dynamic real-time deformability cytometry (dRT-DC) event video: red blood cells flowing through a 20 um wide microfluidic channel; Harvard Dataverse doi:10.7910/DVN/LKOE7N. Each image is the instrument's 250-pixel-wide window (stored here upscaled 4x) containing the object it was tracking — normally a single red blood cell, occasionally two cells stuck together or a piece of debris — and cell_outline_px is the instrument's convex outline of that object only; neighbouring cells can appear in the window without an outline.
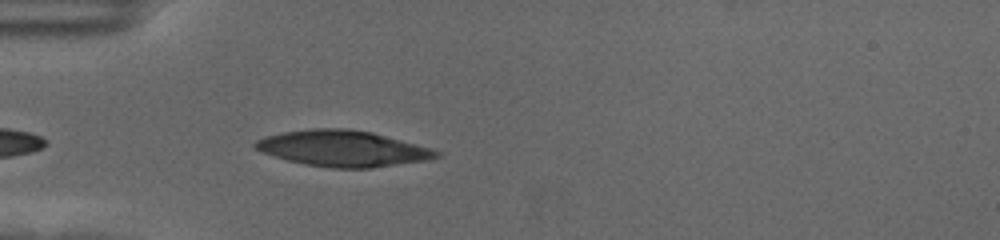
{"species": "human", "species_latin": "Homo sapiens", "temperature_condition": "cold", "stored_images_in_passage": 40, "camera_frame_rate_fps": 3000, "um_per_image_px": 0.085, "donor": {"sex": "female"}, "frame": {"image": 1, "passage_image": 3, "time_ms": 0.667, "image_size_px": [1000, 240], "cell_outline_px": [[444, 156], [424, 160], [372, 168], [332, 168], [304, 164], [288, 160], [264, 152], [256, 148], [252, 144], [256, 140], [264, 136], [284, 132], [312, 128], [348, 128], [372, 132], [432, 148], [444, 152]], "centroid_in_image_um": [29.19, 12.61], "position_along_channel_um": 55.8, "area_um2": 37.97}}
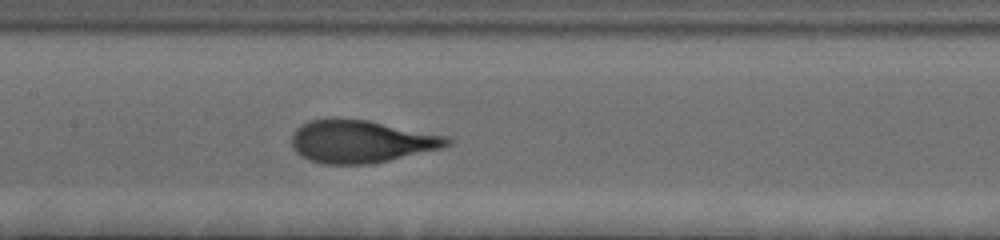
{"frame": {"image": 2, "passage_image": 14, "time_ms": 4.333, "image_size_px": [1000, 240], "cell_outline_px": [[452, 144], [444, 148], [372, 164], [324, 164], [308, 160], [300, 156], [292, 148], [292, 136], [296, 128], [312, 120], [368, 120], [448, 136], [452, 140]], "centroid_in_image_um": [30.74, 12.05], "position_along_channel_um": 176.7, "area_um2": 38.44}}
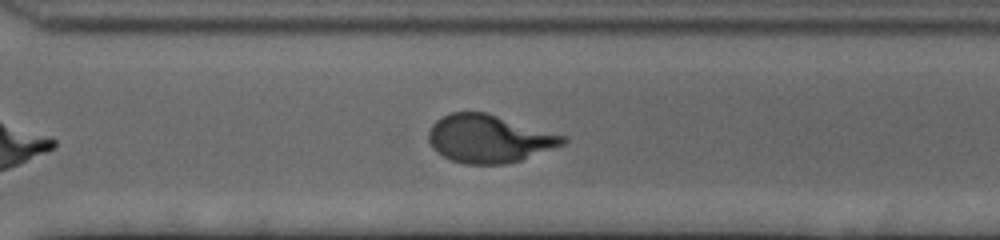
{"frame": {"image": 3, "passage_image": 27, "time_ms": 8.667, "image_size_px": [1000, 240], "cell_outline_px": [[568, 140], [564, 144], [520, 160], [504, 164], [464, 164], [452, 160], [436, 152], [432, 148], [428, 140], [428, 132], [432, 124], [436, 120], [452, 112], [488, 112], [568, 136]], "centroid_in_image_um": [41.58, 11.78], "position_along_channel_um": 329.0, "area_um2": 37.69}, "authors_computed_cell_mechanics": {"area_um2": 38.0035, "velocity_mm_per_s": 3.5219, "shape_relaxation_time_tau1_ms": 3.877, "shape_relaxation_time_tau2_ms": null, "deformation_change_tau1": 0.1952, "deformation_change_tau2": null}}